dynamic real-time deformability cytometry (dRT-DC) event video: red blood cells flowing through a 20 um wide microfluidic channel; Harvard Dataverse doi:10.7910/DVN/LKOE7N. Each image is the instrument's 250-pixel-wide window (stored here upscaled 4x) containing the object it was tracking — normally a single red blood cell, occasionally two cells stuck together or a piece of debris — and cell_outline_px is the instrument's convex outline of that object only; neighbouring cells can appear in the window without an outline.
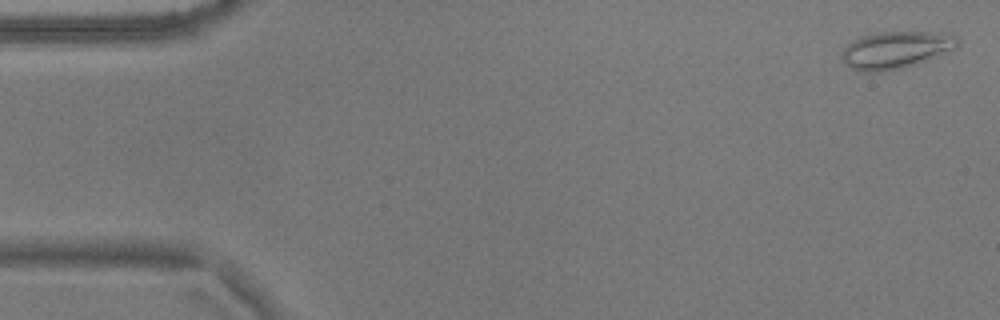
{"species": "common noctule bat (a hibernating species)", "species_latin": "Nyctalus noctula", "temperature_condition": "warm", "stored_images_in_passage": 55, "camera_frame_rate_fps": 3000, "um_per_image_px": 0.085, "animal": {"sex": "male", "body_mass_g": 17.9}, "frame": {"image": 1, "passage_image": 2, "time_ms": 0.333, "image_size_px": [1000, 320], "cell_outline_px": [[960, 44], [956, 48], [924, 60], [900, 68], [880, 72], [860, 72], [852, 68], [840, 56], [844, 48], [852, 40], [860, 36], [876, 32], [944, 32], [956, 36], [960, 40]], "centroid_in_image_um": [76.13, 4.22], "position_along_channel_um": 8.9, "area_um2": 24.91}}
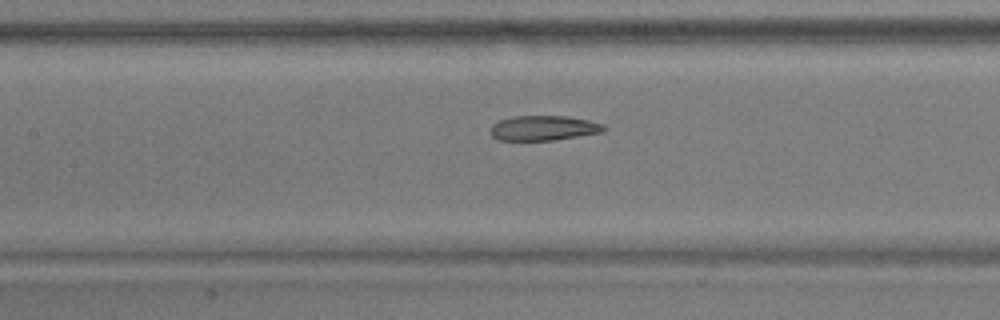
{"frame": {"image": 2, "passage_image": 25, "time_ms": 8.0, "image_size_px": [1000, 320], "cell_outline_px": [[604, 132], [552, 140], [500, 140], [492, 136], [492, 124], [500, 120], [516, 116], [568, 116], [588, 120], [604, 124]], "centroid_in_image_um": [46.23, 10.88], "position_along_channel_um": 161.2, "area_um2": 16.24}}
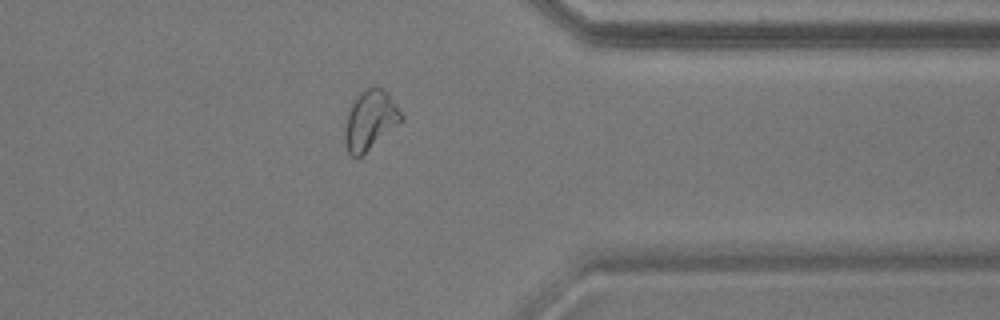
{"frame": {"image": 3, "passage_image": 44, "time_ms": 14.333, "image_size_px": [1000, 320], "cell_outline_px": [[404, 120], [356, 160], [348, 152], [344, 140], [344, 128], [348, 112], [352, 100], [364, 88], [380, 88], [388, 92], [404, 116]], "centroid_in_image_um": [31.45, 10.22], "position_along_channel_um": 379.9, "area_um2": 19.71}, "authors_computed_cell_mechanics": {"area_um2": 19.8254, "velocity_mm_per_s": 3.6242, "shape_relaxation_time_tau1_ms": null, "shape_relaxation_time_tau2_ms": 3.8537, "deformation_change_tau1": null, "deformation_change_tau2": 0.1093}}